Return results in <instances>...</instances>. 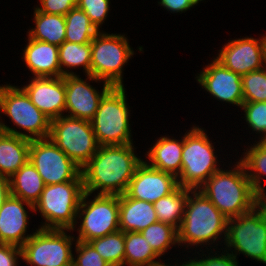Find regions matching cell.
<instances>
[{
    "instance_id": "f546056e",
    "label": "cell",
    "mask_w": 266,
    "mask_h": 266,
    "mask_svg": "<svg viewBox=\"0 0 266 266\" xmlns=\"http://www.w3.org/2000/svg\"><path fill=\"white\" fill-rule=\"evenodd\" d=\"M98 254L111 266H123L125 255L124 232L115 233L95 238L88 242Z\"/></svg>"
},
{
    "instance_id": "ba28073f",
    "label": "cell",
    "mask_w": 266,
    "mask_h": 266,
    "mask_svg": "<svg viewBox=\"0 0 266 266\" xmlns=\"http://www.w3.org/2000/svg\"><path fill=\"white\" fill-rule=\"evenodd\" d=\"M49 138L82 168L97 152L91 121L61 116L51 120Z\"/></svg>"
},
{
    "instance_id": "3957f363",
    "label": "cell",
    "mask_w": 266,
    "mask_h": 266,
    "mask_svg": "<svg viewBox=\"0 0 266 266\" xmlns=\"http://www.w3.org/2000/svg\"><path fill=\"white\" fill-rule=\"evenodd\" d=\"M83 194L81 174L74 181L45 185L34 205V211L39 209L46 219V225H42L41 229L73 230Z\"/></svg>"
},
{
    "instance_id": "b9f144b4",
    "label": "cell",
    "mask_w": 266,
    "mask_h": 266,
    "mask_svg": "<svg viewBox=\"0 0 266 266\" xmlns=\"http://www.w3.org/2000/svg\"><path fill=\"white\" fill-rule=\"evenodd\" d=\"M263 41V47H264V60H265V65H266V35L265 37L262 38Z\"/></svg>"
},
{
    "instance_id": "d6a6232c",
    "label": "cell",
    "mask_w": 266,
    "mask_h": 266,
    "mask_svg": "<svg viewBox=\"0 0 266 266\" xmlns=\"http://www.w3.org/2000/svg\"><path fill=\"white\" fill-rule=\"evenodd\" d=\"M244 102H266V69L241 76Z\"/></svg>"
},
{
    "instance_id": "d590c367",
    "label": "cell",
    "mask_w": 266,
    "mask_h": 266,
    "mask_svg": "<svg viewBox=\"0 0 266 266\" xmlns=\"http://www.w3.org/2000/svg\"><path fill=\"white\" fill-rule=\"evenodd\" d=\"M76 251L79 255L76 260L73 257L72 266H111L88 242L77 240Z\"/></svg>"
},
{
    "instance_id": "d6986e66",
    "label": "cell",
    "mask_w": 266,
    "mask_h": 266,
    "mask_svg": "<svg viewBox=\"0 0 266 266\" xmlns=\"http://www.w3.org/2000/svg\"><path fill=\"white\" fill-rule=\"evenodd\" d=\"M23 203H26L30 209L34 210V205L11 194L5 200L0 209V243L22 247L32 236L31 234L24 237L28 215Z\"/></svg>"
},
{
    "instance_id": "4fadbf2b",
    "label": "cell",
    "mask_w": 266,
    "mask_h": 266,
    "mask_svg": "<svg viewBox=\"0 0 266 266\" xmlns=\"http://www.w3.org/2000/svg\"><path fill=\"white\" fill-rule=\"evenodd\" d=\"M28 160L35 166L45 185L74 181L81 174V168L49 137L31 140Z\"/></svg>"
},
{
    "instance_id": "836d02e7",
    "label": "cell",
    "mask_w": 266,
    "mask_h": 266,
    "mask_svg": "<svg viewBox=\"0 0 266 266\" xmlns=\"http://www.w3.org/2000/svg\"><path fill=\"white\" fill-rule=\"evenodd\" d=\"M245 119L254 131L265 133L261 140H266V102H243Z\"/></svg>"
},
{
    "instance_id": "8d00e7d4",
    "label": "cell",
    "mask_w": 266,
    "mask_h": 266,
    "mask_svg": "<svg viewBox=\"0 0 266 266\" xmlns=\"http://www.w3.org/2000/svg\"><path fill=\"white\" fill-rule=\"evenodd\" d=\"M40 2L42 8H36L38 11L65 16L70 10L76 8L77 0H40Z\"/></svg>"
},
{
    "instance_id": "7a4b0ae2",
    "label": "cell",
    "mask_w": 266,
    "mask_h": 266,
    "mask_svg": "<svg viewBox=\"0 0 266 266\" xmlns=\"http://www.w3.org/2000/svg\"><path fill=\"white\" fill-rule=\"evenodd\" d=\"M201 187L199 191L228 219L246 214L261 203L241 161L235 170L219 169Z\"/></svg>"
},
{
    "instance_id": "5bb4252c",
    "label": "cell",
    "mask_w": 266,
    "mask_h": 266,
    "mask_svg": "<svg viewBox=\"0 0 266 266\" xmlns=\"http://www.w3.org/2000/svg\"><path fill=\"white\" fill-rule=\"evenodd\" d=\"M178 186L175 175L152 168L143 161L137 167L125 193L130 198L154 203L172 193Z\"/></svg>"
},
{
    "instance_id": "ab89813d",
    "label": "cell",
    "mask_w": 266,
    "mask_h": 266,
    "mask_svg": "<svg viewBox=\"0 0 266 266\" xmlns=\"http://www.w3.org/2000/svg\"><path fill=\"white\" fill-rule=\"evenodd\" d=\"M199 1L202 0H161L159 3L171 12H183L199 3Z\"/></svg>"
},
{
    "instance_id": "52a82bcc",
    "label": "cell",
    "mask_w": 266,
    "mask_h": 266,
    "mask_svg": "<svg viewBox=\"0 0 266 266\" xmlns=\"http://www.w3.org/2000/svg\"><path fill=\"white\" fill-rule=\"evenodd\" d=\"M214 147L205 132L193 127L183 137L182 165L178 185L192 190L200 189L219 168L216 166Z\"/></svg>"
},
{
    "instance_id": "1f68e13d",
    "label": "cell",
    "mask_w": 266,
    "mask_h": 266,
    "mask_svg": "<svg viewBox=\"0 0 266 266\" xmlns=\"http://www.w3.org/2000/svg\"><path fill=\"white\" fill-rule=\"evenodd\" d=\"M140 233L158 256L163 255L171 244L178 243V229L161 221L149 225Z\"/></svg>"
},
{
    "instance_id": "e575fe53",
    "label": "cell",
    "mask_w": 266,
    "mask_h": 266,
    "mask_svg": "<svg viewBox=\"0 0 266 266\" xmlns=\"http://www.w3.org/2000/svg\"><path fill=\"white\" fill-rule=\"evenodd\" d=\"M110 0H77L76 7L83 10L91 23L99 29L109 11Z\"/></svg>"
},
{
    "instance_id": "5b68a950",
    "label": "cell",
    "mask_w": 266,
    "mask_h": 266,
    "mask_svg": "<svg viewBox=\"0 0 266 266\" xmlns=\"http://www.w3.org/2000/svg\"><path fill=\"white\" fill-rule=\"evenodd\" d=\"M125 96L124 87H112L100 100L91 120L99 146L132 144Z\"/></svg>"
},
{
    "instance_id": "7402d4cb",
    "label": "cell",
    "mask_w": 266,
    "mask_h": 266,
    "mask_svg": "<svg viewBox=\"0 0 266 266\" xmlns=\"http://www.w3.org/2000/svg\"><path fill=\"white\" fill-rule=\"evenodd\" d=\"M158 222L153 203L119 195V230L141 232Z\"/></svg>"
},
{
    "instance_id": "4dcf8cb0",
    "label": "cell",
    "mask_w": 266,
    "mask_h": 266,
    "mask_svg": "<svg viewBox=\"0 0 266 266\" xmlns=\"http://www.w3.org/2000/svg\"><path fill=\"white\" fill-rule=\"evenodd\" d=\"M245 154L241 163L246 170L253 171L250 174L247 172V176L251 181L253 189L262 198L265 196V193L260 184V176L266 174V140L259 141V143L251 147L248 153L246 152ZM255 171L256 173H254Z\"/></svg>"
},
{
    "instance_id": "8992f818",
    "label": "cell",
    "mask_w": 266,
    "mask_h": 266,
    "mask_svg": "<svg viewBox=\"0 0 266 266\" xmlns=\"http://www.w3.org/2000/svg\"><path fill=\"white\" fill-rule=\"evenodd\" d=\"M133 54L123 35L99 32L91 42V66L88 79L104 80L112 87H123L122 67Z\"/></svg>"
},
{
    "instance_id": "74e56055",
    "label": "cell",
    "mask_w": 266,
    "mask_h": 266,
    "mask_svg": "<svg viewBox=\"0 0 266 266\" xmlns=\"http://www.w3.org/2000/svg\"><path fill=\"white\" fill-rule=\"evenodd\" d=\"M227 255V256H226ZM226 255H219V256H213L209 257L206 259H200L197 261L191 260L190 262L188 261L189 266H238L235 254H229L227 253Z\"/></svg>"
},
{
    "instance_id": "6da1fadb",
    "label": "cell",
    "mask_w": 266,
    "mask_h": 266,
    "mask_svg": "<svg viewBox=\"0 0 266 266\" xmlns=\"http://www.w3.org/2000/svg\"><path fill=\"white\" fill-rule=\"evenodd\" d=\"M132 144L99 146L81 168L84 192L98 195H123L137 167L143 162L134 154Z\"/></svg>"
},
{
    "instance_id": "484cf974",
    "label": "cell",
    "mask_w": 266,
    "mask_h": 266,
    "mask_svg": "<svg viewBox=\"0 0 266 266\" xmlns=\"http://www.w3.org/2000/svg\"><path fill=\"white\" fill-rule=\"evenodd\" d=\"M35 29L29 31V37L60 46L65 41L66 20L63 15L47 14L35 8Z\"/></svg>"
},
{
    "instance_id": "8fae6325",
    "label": "cell",
    "mask_w": 266,
    "mask_h": 266,
    "mask_svg": "<svg viewBox=\"0 0 266 266\" xmlns=\"http://www.w3.org/2000/svg\"><path fill=\"white\" fill-rule=\"evenodd\" d=\"M0 111L9 116L16 125L28 131L29 140L49 137L51 119L31 102L22 88L0 86Z\"/></svg>"
},
{
    "instance_id": "7c38bea8",
    "label": "cell",
    "mask_w": 266,
    "mask_h": 266,
    "mask_svg": "<svg viewBox=\"0 0 266 266\" xmlns=\"http://www.w3.org/2000/svg\"><path fill=\"white\" fill-rule=\"evenodd\" d=\"M90 194L84 192L78 213L83 216L78 240L89 242L119 231V196L97 195L91 202H86Z\"/></svg>"
},
{
    "instance_id": "7bdbcfd3",
    "label": "cell",
    "mask_w": 266,
    "mask_h": 266,
    "mask_svg": "<svg viewBox=\"0 0 266 266\" xmlns=\"http://www.w3.org/2000/svg\"><path fill=\"white\" fill-rule=\"evenodd\" d=\"M261 202L266 207V195L261 198Z\"/></svg>"
},
{
    "instance_id": "44dd1931",
    "label": "cell",
    "mask_w": 266,
    "mask_h": 266,
    "mask_svg": "<svg viewBox=\"0 0 266 266\" xmlns=\"http://www.w3.org/2000/svg\"><path fill=\"white\" fill-rule=\"evenodd\" d=\"M24 60L34 77H62L59 64V47L43 41L28 39Z\"/></svg>"
},
{
    "instance_id": "2e32d148",
    "label": "cell",
    "mask_w": 266,
    "mask_h": 266,
    "mask_svg": "<svg viewBox=\"0 0 266 266\" xmlns=\"http://www.w3.org/2000/svg\"><path fill=\"white\" fill-rule=\"evenodd\" d=\"M112 88L104 82L102 93L97 92L76 74L65 76V110L68 117L91 121L98 109L100 100Z\"/></svg>"
},
{
    "instance_id": "60d3db41",
    "label": "cell",
    "mask_w": 266,
    "mask_h": 266,
    "mask_svg": "<svg viewBox=\"0 0 266 266\" xmlns=\"http://www.w3.org/2000/svg\"><path fill=\"white\" fill-rule=\"evenodd\" d=\"M10 196L9 178L0 174V209L5 200Z\"/></svg>"
},
{
    "instance_id": "ee69618b",
    "label": "cell",
    "mask_w": 266,
    "mask_h": 266,
    "mask_svg": "<svg viewBox=\"0 0 266 266\" xmlns=\"http://www.w3.org/2000/svg\"><path fill=\"white\" fill-rule=\"evenodd\" d=\"M186 264L183 263V265H180V266H189L188 265V262H185ZM157 266H169V265H165V264H160V265H157Z\"/></svg>"
},
{
    "instance_id": "d4e9b609",
    "label": "cell",
    "mask_w": 266,
    "mask_h": 266,
    "mask_svg": "<svg viewBox=\"0 0 266 266\" xmlns=\"http://www.w3.org/2000/svg\"><path fill=\"white\" fill-rule=\"evenodd\" d=\"M191 191L190 188L178 186L172 193L154 202L158 221L168 223L179 229L184 217L186 201Z\"/></svg>"
},
{
    "instance_id": "ffe728a7",
    "label": "cell",
    "mask_w": 266,
    "mask_h": 266,
    "mask_svg": "<svg viewBox=\"0 0 266 266\" xmlns=\"http://www.w3.org/2000/svg\"><path fill=\"white\" fill-rule=\"evenodd\" d=\"M30 144L28 134L0 123V174L2 176L10 178L28 161Z\"/></svg>"
},
{
    "instance_id": "277c9868",
    "label": "cell",
    "mask_w": 266,
    "mask_h": 266,
    "mask_svg": "<svg viewBox=\"0 0 266 266\" xmlns=\"http://www.w3.org/2000/svg\"><path fill=\"white\" fill-rule=\"evenodd\" d=\"M198 192H191L195 198L188 195L184 217L178 229V243L197 245L212 239L216 241L222 232L226 239L228 218L201 191Z\"/></svg>"
},
{
    "instance_id": "83f0119b",
    "label": "cell",
    "mask_w": 266,
    "mask_h": 266,
    "mask_svg": "<svg viewBox=\"0 0 266 266\" xmlns=\"http://www.w3.org/2000/svg\"><path fill=\"white\" fill-rule=\"evenodd\" d=\"M64 17L66 20L65 41L67 42L91 43L100 32L91 23L86 13L77 7L70 10Z\"/></svg>"
},
{
    "instance_id": "e0dca14e",
    "label": "cell",
    "mask_w": 266,
    "mask_h": 266,
    "mask_svg": "<svg viewBox=\"0 0 266 266\" xmlns=\"http://www.w3.org/2000/svg\"><path fill=\"white\" fill-rule=\"evenodd\" d=\"M197 81L215 98L241 106L243 88L241 76L224 67L216 59L199 74Z\"/></svg>"
},
{
    "instance_id": "4316f807",
    "label": "cell",
    "mask_w": 266,
    "mask_h": 266,
    "mask_svg": "<svg viewBox=\"0 0 266 266\" xmlns=\"http://www.w3.org/2000/svg\"><path fill=\"white\" fill-rule=\"evenodd\" d=\"M124 264L129 266H157L161 263L154 261L159 257L150 247L140 232H125Z\"/></svg>"
},
{
    "instance_id": "9a60e30c",
    "label": "cell",
    "mask_w": 266,
    "mask_h": 266,
    "mask_svg": "<svg viewBox=\"0 0 266 266\" xmlns=\"http://www.w3.org/2000/svg\"><path fill=\"white\" fill-rule=\"evenodd\" d=\"M224 67L240 76L264 68L262 39L242 38L224 45L216 58Z\"/></svg>"
},
{
    "instance_id": "f35d334b",
    "label": "cell",
    "mask_w": 266,
    "mask_h": 266,
    "mask_svg": "<svg viewBox=\"0 0 266 266\" xmlns=\"http://www.w3.org/2000/svg\"><path fill=\"white\" fill-rule=\"evenodd\" d=\"M17 255L22 258V248L0 243V266H17Z\"/></svg>"
},
{
    "instance_id": "ac0fdd59",
    "label": "cell",
    "mask_w": 266,
    "mask_h": 266,
    "mask_svg": "<svg viewBox=\"0 0 266 266\" xmlns=\"http://www.w3.org/2000/svg\"><path fill=\"white\" fill-rule=\"evenodd\" d=\"M31 102L51 120L61 117L65 110V76L34 77L22 88Z\"/></svg>"
},
{
    "instance_id": "f1b7e54d",
    "label": "cell",
    "mask_w": 266,
    "mask_h": 266,
    "mask_svg": "<svg viewBox=\"0 0 266 266\" xmlns=\"http://www.w3.org/2000/svg\"><path fill=\"white\" fill-rule=\"evenodd\" d=\"M59 64L63 76L74 75L72 72H67L62 69V66L77 67L82 65L87 73L90 75L91 66V43L78 44L64 41L59 46Z\"/></svg>"
},
{
    "instance_id": "603a6c76",
    "label": "cell",
    "mask_w": 266,
    "mask_h": 266,
    "mask_svg": "<svg viewBox=\"0 0 266 266\" xmlns=\"http://www.w3.org/2000/svg\"><path fill=\"white\" fill-rule=\"evenodd\" d=\"M10 194L32 205L39 200L45 183L35 166L28 160L9 178Z\"/></svg>"
},
{
    "instance_id": "cb8c5ba5",
    "label": "cell",
    "mask_w": 266,
    "mask_h": 266,
    "mask_svg": "<svg viewBox=\"0 0 266 266\" xmlns=\"http://www.w3.org/2000/svg\"><path fill=\"white\" fill-rule=\"evenodd\" d=\"M182 151L183 139L179 142L175 139H169L167 136L162 137L147 152L151 161L149 166L178 177L181 173Z\"/></svg>"
},
{
    "instance_id": "30bf717a",
    "label": "cell",
    "mask_w": 266,
    "mask_h": 266,
    "mask_svg": "<svg viewBox=\"0 0 266 266\" xmlns=\"http://www.w3.org/2000/svg\"><path fill=\"white\" fill-rule=\"evenodd\" d=\"M72 240L64 230L39 228L21 247L22 259L34 266H72Z\"/></svg>"
},
{
    "instance_id": "9c48e42d",
    "label": "cell",
    "mask_w": 266,
    "mask_h": 266,
    "mask_svg": "<svg viewBox=\"0 0 266 266\" xmlns=\"http://www.w3.org/2000/svg\"><path fill=\"white\" fill-rule=\"evenodd\" d=\"M225 242L228 247L266 264V207L262 202L252 211L228 219Z\"/></svg>"
}]
</instances>
